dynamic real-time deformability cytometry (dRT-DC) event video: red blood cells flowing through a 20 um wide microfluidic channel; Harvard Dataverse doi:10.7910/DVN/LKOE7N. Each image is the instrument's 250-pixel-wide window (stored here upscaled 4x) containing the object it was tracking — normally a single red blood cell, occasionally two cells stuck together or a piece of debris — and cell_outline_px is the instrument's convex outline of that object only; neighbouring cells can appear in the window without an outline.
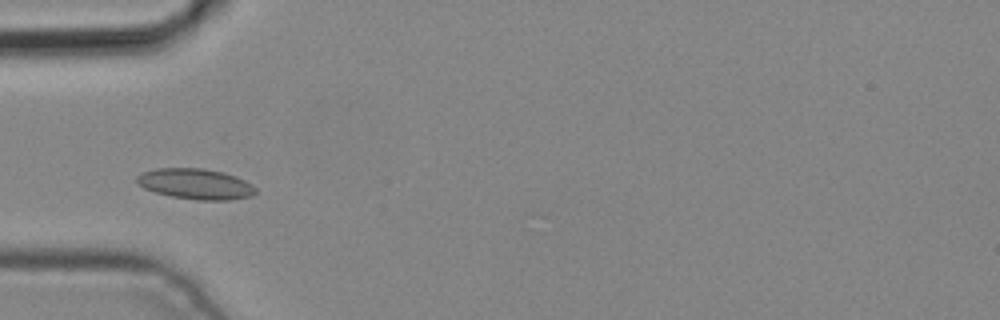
{"species": "common noctule bat (a hibernating species)", "species_latin": "Nyctalus noctula", "temperature_condition": "cold", "stored_images_in_passage": 4, "camera_frame_rate_fps": 3000, "um_per_image_px": 0.085, "animal": {"sex": "male", "body_mass_g": 19.2, "forearm_length_mm": 51.8}, "frame": {"image": 1, "passage_image": 4, "time_ms": 1.0, "image_size_px": [1000, 320], "cell_outline_px": [[256, 192], [252, 196], [228, 200], [196, 200], [172, 196], [156, 192], [144, 188], [136, 184], [136, 176], [144, 172], [156, 168], [204, 168], [224, 172], [236, 176], [252, 184], [256, 188]], "centroid_in_image_um": [16.63, 15.63], "position_along_channel_um": 68.4, "area_um2": 21.27}}